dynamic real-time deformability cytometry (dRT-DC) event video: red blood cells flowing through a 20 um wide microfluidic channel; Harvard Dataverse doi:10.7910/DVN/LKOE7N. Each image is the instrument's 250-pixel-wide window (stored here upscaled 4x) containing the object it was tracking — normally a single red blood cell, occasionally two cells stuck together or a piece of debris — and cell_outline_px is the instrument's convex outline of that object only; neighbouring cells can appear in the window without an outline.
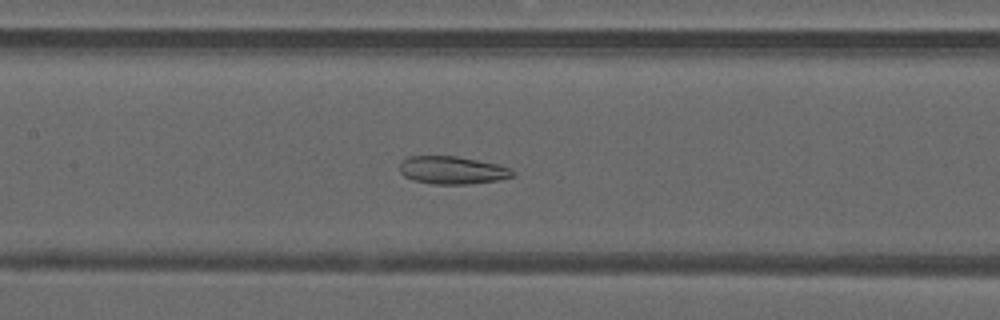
{"species": "common noctule bat (a hibernating species)", "species_latin": "Nyctalus noctula", "temperature_condition": "warm", "stored_images_in_passage": 24, "camera_frame_rate_fps": 3000, "um_per_image_px": 0.085, "animal": {"sex": "male", "forearm_length_mm": 52.5}, "frame": {"image": 1, "passage_image": 9, "time_ms": 2.667, "image_size_px": [1000, 320], "cell_outline_px": [[516, 176], [500, 180], [468, 184], [432, 184], [412, 180], [404, 176], [400, 172], [400, 164], [408, 156], [456, 156], [500, 164], [512, 168], [516, 172]], "centroid_in_image_um": [38.51, 14.47], "position_along_channel_um": 168.9, "area_um2": 18.61}}
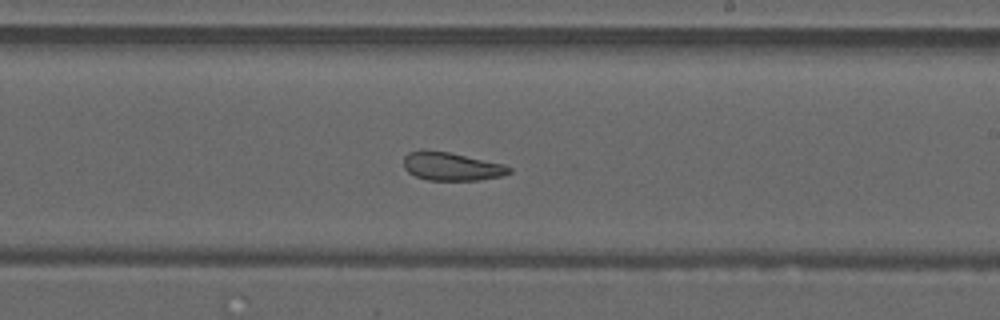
{"frame": {"image": 2, "passage_image": 15, "time_ms": 4.667, "image_size_px": [1000, 320], "cell_outline_px": [[512, 172], [500, 176], [476, 180], [428, 180], [416, 176], [408, 172], [404, 168], [404, 156], [408, 152], [424, 148], [448, 152], [504, 164], [512, 168]], "centroid_in_image_um": [38.34, 14.13], "position_along_channel_um": 250.7, "area_um2": 17.46}}
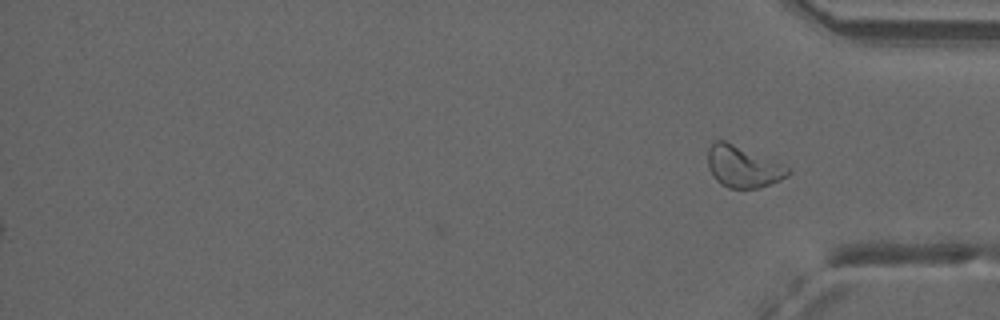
{"frame": {"image": 3, "passage_image": 24, "time_ms": 7.667, "image_size_px": [1000, 320], "cell_outline_px": [[792, 172], [788, 176], [780, 180], [760, 188], [728, 188], [720, 184], [716, 180], [708, 164], [708, 148], [716, 140], [724, 140], [792, 168]], "centroid_in_image_um": [63.18, 14.18], "position_along_channel_um": 372.0, "area_um2": 19.25}, "authors_computed_cell_mechanics": {"area_um2": 17.918, "velocity_mm_per_s": 4.106, "shape_relaxation_time_tau1_ms": null, "shape_relaxation_time_tau2_ms": 2.1978, "deformation_change_tau1": null, "deformation_change_tau2": 0.0958}}